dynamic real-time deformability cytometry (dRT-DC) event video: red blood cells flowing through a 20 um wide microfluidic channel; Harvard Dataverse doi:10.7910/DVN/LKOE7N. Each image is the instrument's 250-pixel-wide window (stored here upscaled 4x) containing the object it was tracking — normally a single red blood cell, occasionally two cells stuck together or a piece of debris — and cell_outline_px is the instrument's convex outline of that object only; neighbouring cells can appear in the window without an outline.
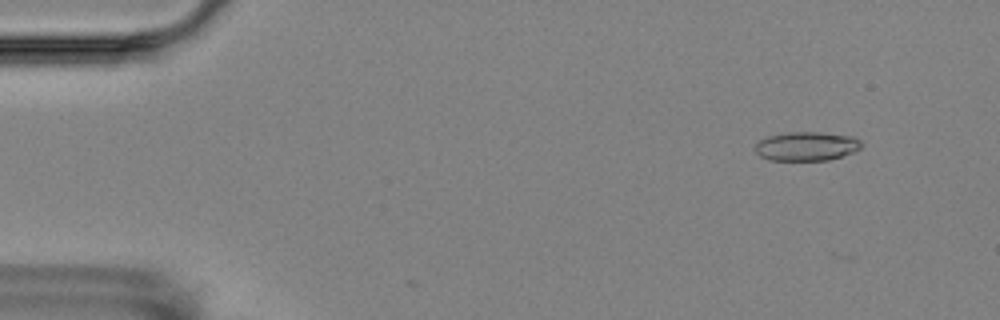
{"species": "Egyptian fruit bat (a non-hibernating species)", "species_latin": "Rousettus aegyptiacus", "temperature_condition": "room temperature", "stored_images_in_passage": 5, "camera_frame_rate_fps": 3000, "um_per_image_px": 0.085, "animal": {"sex": "female"}, "frame": {"image": 1, "passage_image": 1, "time_ms": 0.0, "image_size_px": [1000, 320], "cell_outline_px": [[864, 144], [860, 148], [852, 152], [828, 160], [768, 160], [760, 156], [756, 152], [756, 144], [760, 140], [768, 136], [788, 132], [820, 132], [852, 136], [860, 140]], "centroid_in_image_um": [68.56, 12.42], "position_along_channel_um": 16.4, "area_um2": 17.86}}
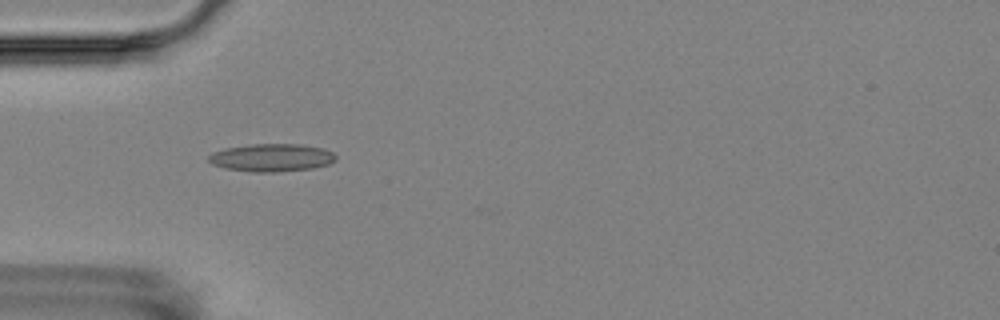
{"frame": {"image": 2, "passage_image": 4, "time_ms": 4.0, "image_size_px": [1000, 320], "cell_outline_px": [[336, 160], [328, 164], [312, 168], [272, 172], [252, 172], [224, 168], [212, 164], [208, 160], [208, 156], [212, 152], [224, 148], [252, 144], [300, 144], [324, 148], [332, 152], [336, 156]], "centroid_in_image_um": [23.07, 13.39], "position_along_channel_um": 61.9, "area_um2": 20.63}}